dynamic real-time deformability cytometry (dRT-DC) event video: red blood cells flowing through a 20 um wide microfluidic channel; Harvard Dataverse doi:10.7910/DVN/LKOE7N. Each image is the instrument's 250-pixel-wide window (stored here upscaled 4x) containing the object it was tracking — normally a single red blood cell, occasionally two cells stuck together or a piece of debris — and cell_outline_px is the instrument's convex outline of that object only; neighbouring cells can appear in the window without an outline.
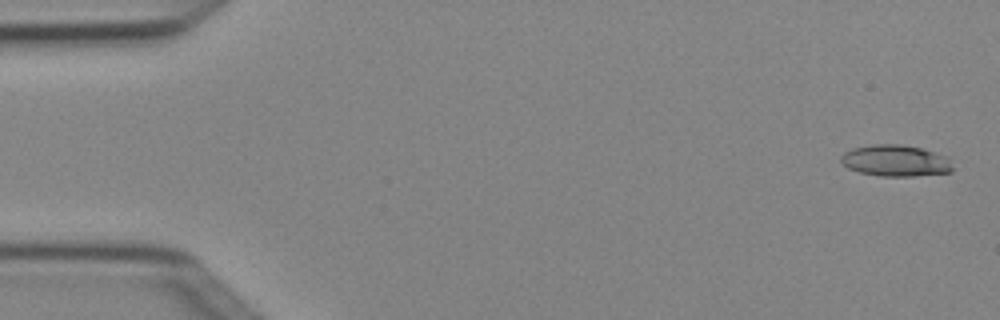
{"species": "Egyptian fruit bat (a non-hibernating species)", "species_latin": "Rousettus aegyptiacus", "temperature_condition": "cold", "stored_images_in_passage": 9, "camera_frame_rate_fps": 3000, "um_per_image_px": 0.085, "animal": {"sex": "female"}, "frame": {"image": 1, "passage_image": 1, "time_ms": 0.0, "image_size_px": [1000, 320], "cell_outline_px": [[952, 172], [916, 176], [880, 176], [860, 172], [848, 168], [840, 160], [840, 156], [844, 152], [852, 148], [872, 144], [900, 144], [920, 148], [948, 156], [952, 168]], "centroid_in_image_um": [76.11, 13.65], "position_along_channel_um": 8.9, "area_um2": 20.52}}
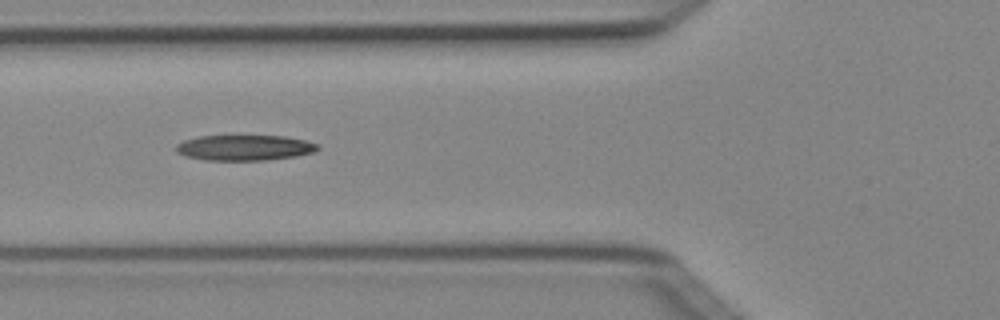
{"frame": {"image": 2, "passage_image": 6, "time_ms": 1.667, "image_size_px": [1000, 320], "cell_outline_px": [[320, 148], [316, 152], [296, 156], [268, 160], [204, 160], [184, 156], [176, 152], [176, 144], [184, 140], [200, 136], [284, 136], [304, 140], [320, 144]], "centroid_in_image_um": [20.8, 12.56], "position_along_channel_um": 105.0, "area_um2": 21.21}}
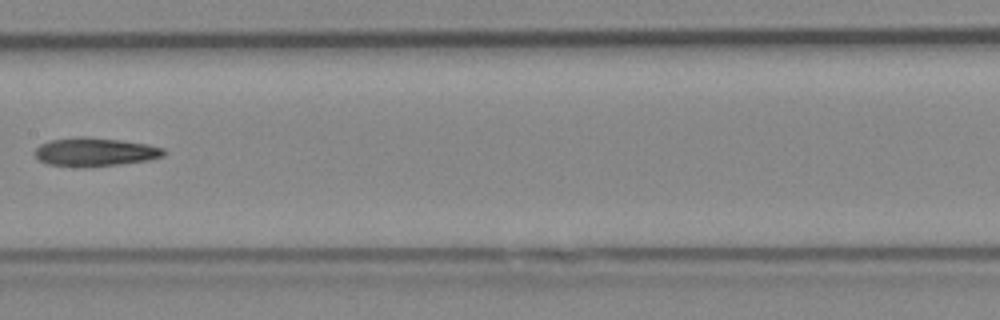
{"frame": {"image": 3, "passage_image": 8, "time_ms": 2.333, "image_size_px": [1000, 320], "cell_outline_px": [[164, 156], [148, 160], [120, 164], [84, 168], [80, 168], [48, 164], [40, 160], [32, 152], [40, 144], [52, 140], [76, 136], [84, 136], [120, 140], [148, 144], [164, 148]], "centroid_in_image_um": [8.05, 12.92], "position_along_channel_um": 199.4, "area_um2": 21.68}}